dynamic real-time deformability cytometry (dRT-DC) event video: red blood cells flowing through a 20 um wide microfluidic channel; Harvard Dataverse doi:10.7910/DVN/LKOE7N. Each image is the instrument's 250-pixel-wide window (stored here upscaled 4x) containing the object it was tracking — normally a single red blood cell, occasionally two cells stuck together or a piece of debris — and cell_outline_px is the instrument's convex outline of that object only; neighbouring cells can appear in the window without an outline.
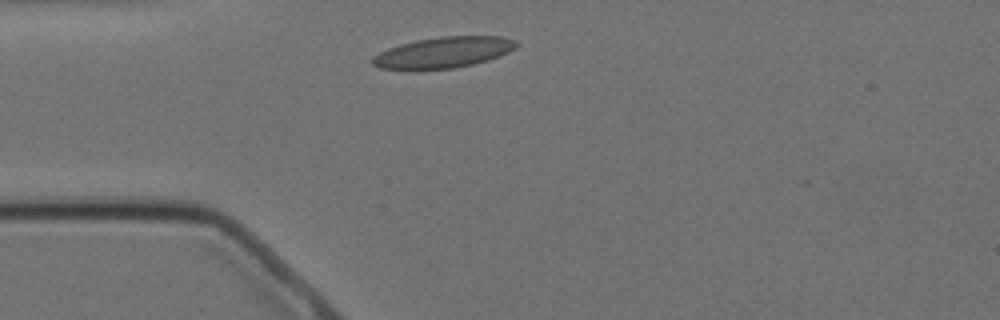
{"species": "Egyptian fruit bat (a non-hibernating species)", "species_latin": "Rousettus aegyptiacus", "temperature_condition": "cold", "stored_images_in_passage": 12, "camera_frame_rate_fps": 3000, "um_per_image_px": 0.085, "animal": {"sex": "female"}, "frame": {"image": 1, "passage_image": 1, "time_ms": 0.0, "image_size_px": [1000, 320], "cell_outline_px": [[520, 44], [516, 48], [500, 56], [488, 60], [472, 64], [452, 68], [380, 68], [372, 64], [372, 60], [380, 52], [388, 48], [400, 44], [416, 40], [440, 36], [504, 36], [516, 40]], "centroid_in_image_um": [37.78, 4.42], "position_along_channel_um": 47.2, "area_um2": 25.55}}
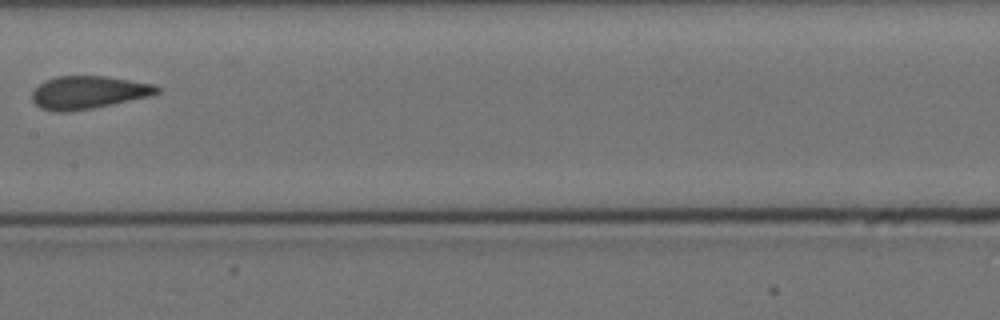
{"frame": {"image": 2, "passage_image": 5, "time_ms": 4.667, "image_size_px": [1000, 320], "cell_outline_px": [[160, 92], [152, 96], [92, 108], [68, 112], [56, 112], [40, 108], [32, 100], [32, 92], [44, 80], [56, 76], [108, 76], [156, 84], [160, 88]], "centroid_in_image_um": [7.54, 7.85], "position_along_channel_um": 199.9, "area_um2": 24.16}}
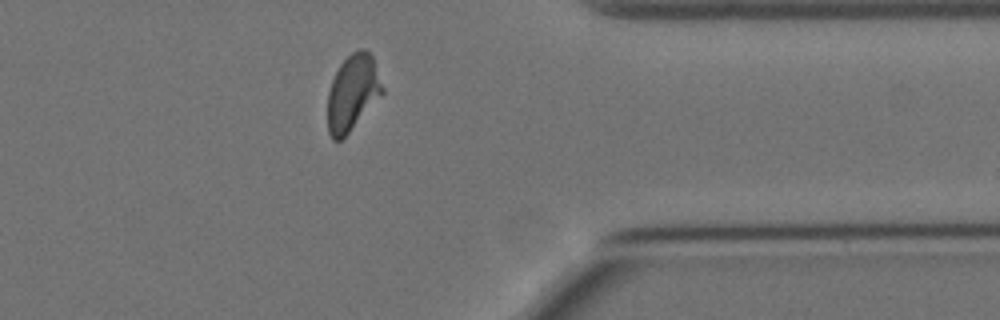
{"frame": {"image": 3, "passage_image": 10, "time_ms": 10.333, "image_size_px": [1000, 320], "cell_outline_px": [[384, 92], [348, 132], [340, 140], [332, 140], [328, 132], [328, 92], [332, 80], [340, 64], [352, 52], [360, 48], [364, 48], [372, 56], [384, 88]], "centroid_in_image_um": [29.96, 7.86], "position_along_channel_um": 381.4, "area_um2": 23.81}, "authors_computed_cell_mechanics": {"area_um2": 24.276, "velocity_mm_per_s": 3.4593, "shape_relaxation_time_tau1_ms": null, "shape_relaxation_time_tau2_ms": 1.2157, "deformation_change_tau1": null, "deformation_change_tau2": 0.0766}}